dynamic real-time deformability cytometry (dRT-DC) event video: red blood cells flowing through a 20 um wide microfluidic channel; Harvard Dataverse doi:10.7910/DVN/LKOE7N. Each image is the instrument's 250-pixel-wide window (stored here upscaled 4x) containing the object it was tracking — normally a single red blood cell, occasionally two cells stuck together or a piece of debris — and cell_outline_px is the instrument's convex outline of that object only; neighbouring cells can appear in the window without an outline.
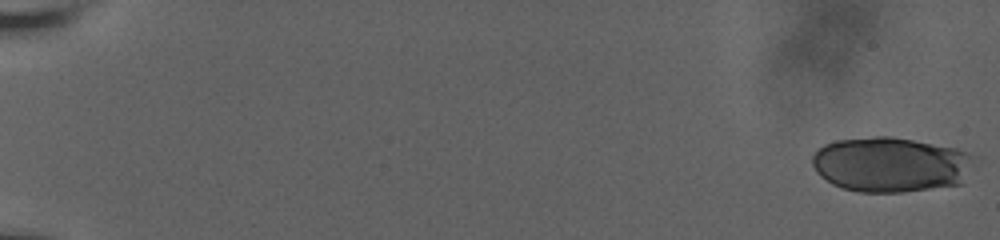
{"species": "human", "species_latin": "Homo sapiens", "temperature_condition": "room temperature", "stored_images_in_passage": 45, "segment_of_instrument_passage": [1, 2], "camera_frame_rate_fps": 3000, "um_per_image_px": 0.085, "donor": {"sex": "male"}, "frame": {"image": 1, "passage_image": 1, "time_ms": 0.0, "image_size_px": [1000, 240], "cell_outline_px": [[976, 156], [960, 184], [904, 192], [860, 192], [844, 188], [832, 184], [820, 176], [816, 172], [812, 164], [812, 156], [824, 144], [836, 140], [872, 136], [892, 136], [956, 148]], "centroid_in_image_um": [75.67, 13.97], "position_along_channel_um": 9.3, "area_um2": 51.85}}
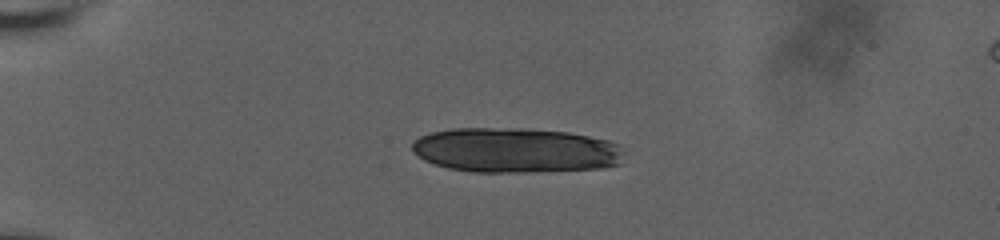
{"frame": {"image": 2, "passage_image": 10, "time_ms": 5.333, "image_size_px": [1000, 240], "cell_outline_px": [[624, 152], [620, 164], [600, 168], [524, 172], [472, 172], [448, 168], [424, 160], [412, 152], [412, 144], [420, 136], [432, 132], [452, 128], [524, 128], [568, 132], [608, 140], [616, 144]], "centroid_in_image_um": [43.8, 12.77], "position_along_channel_um": 41.2, "area_um2": 55.49}}